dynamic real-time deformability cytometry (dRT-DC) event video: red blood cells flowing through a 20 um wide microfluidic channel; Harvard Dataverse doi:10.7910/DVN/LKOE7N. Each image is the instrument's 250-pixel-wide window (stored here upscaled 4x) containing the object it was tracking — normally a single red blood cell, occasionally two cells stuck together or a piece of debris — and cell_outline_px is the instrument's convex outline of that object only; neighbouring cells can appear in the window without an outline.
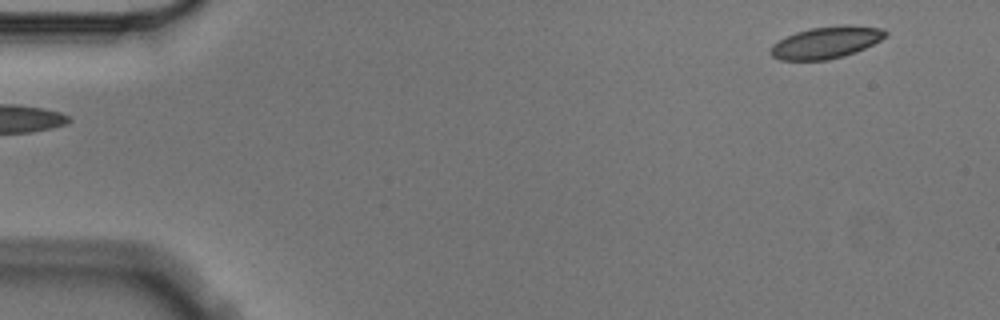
{"species": "Egyptian fruit bat (a non-hibernating species)", "species_latin": "Rousettus aegyptiacus", "temperature_condition": "cold", "stored_images_in_passage": 5, "segment_of_instrument_passage": [2, 2], "camera_frame_rate_fps": 3000, "um_per_image_px": 0.085, "animal": {"sex": "male"}, "frame": {"image": 1, "passage_image": 5, "time_ms": 1.333, "image_size_px": [1000, 320], "cell_outline_px": [[888, 36], [856, 52], [844, 56], [828, 60], [780, 60], [772, 56], [768, 52], [772, 44], [796, 32], [808, 28], [844, 24], [852, 24], [884, 28], [888, 32]], "centroid_in_image_um": [70.25, 3.59], "position_along_channel_um": 14.7, "area_um2": 21.68}}